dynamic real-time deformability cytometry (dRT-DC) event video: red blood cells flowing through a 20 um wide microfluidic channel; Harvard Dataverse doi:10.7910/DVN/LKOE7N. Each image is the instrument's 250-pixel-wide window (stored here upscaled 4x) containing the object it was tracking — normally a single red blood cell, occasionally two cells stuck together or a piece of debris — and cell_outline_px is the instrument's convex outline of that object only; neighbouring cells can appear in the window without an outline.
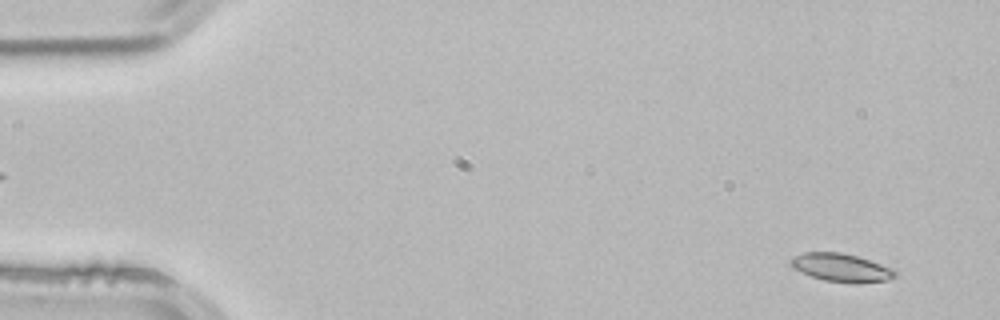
{"species": "common noctule bat (a hibernating species)", "species_latin": "Nyctalus noctula", "temperature_condition": "room temperature", "stored_images_in_passage": 52, "camera_frame_rate_fps": 3000, "um_per_image_px": 0.085, "animal": {"sex": "male", "body_mass_g": 21.5, "forearm_length_mm": 52.0}, "frame": {"image": 1, "passage_image": 3, "time_ms": 0.667, "image_size_px": [1000, 320], "cell_outline_px": [[900, 276], [888, 280], [824, 280], [812, 276], [792, 268], [788, 264], [788, 260], [792, 256], [804, 252], [840, 252], [856, 256], [896, 268]], "centroid_in_image_um": [71.48, 22.69], "position_along_channel_um": 13.5, "area_um2": 16.7}}
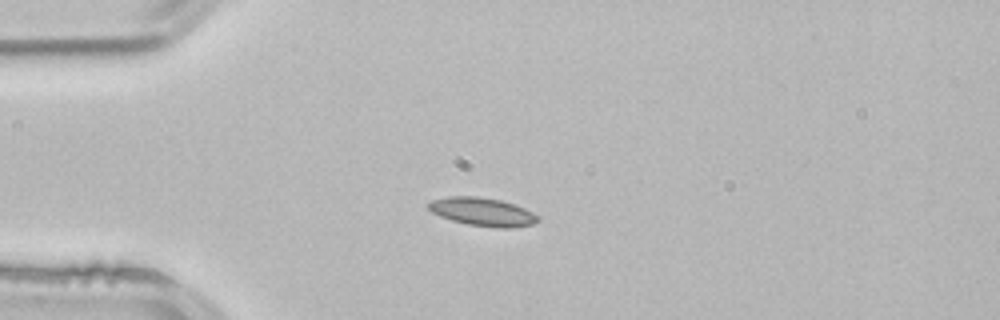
{"frame": {"image": 2, "passage_image": 13, "time_ms": 4.0, "image_size_px": [1000, 320], "cell_outline_px": [[540, 220], [532, 224], [512, 228], [496, 228], [468, 224], [452, 220], [440, 216], [432, 212], [428, 208], [428, 204], [432, 200], [448, 196], [476, 196], [500, 200], [516, 204], [540, 216]], "centroid_in_image_um": [41.04, 18.0], "position_along_channel_um": 44.0, "area_um2": 18.09}}
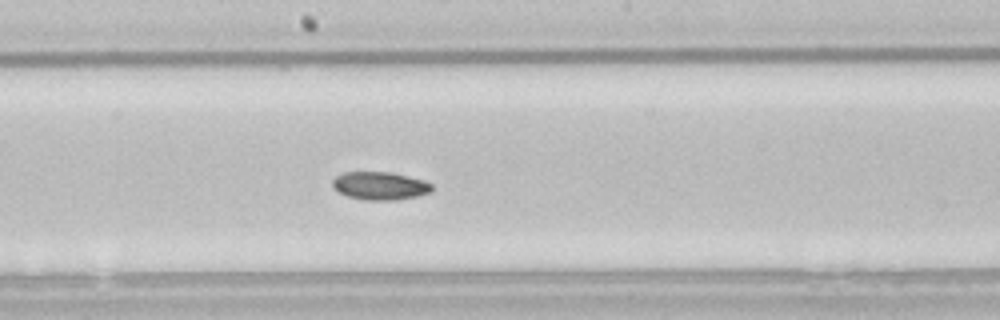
{"frame": {"image": 3, "passage_image": 28, "time_ms": 9.0, "image_size_px": [1000, 320], "cell_outline_px": [[432, 192], [416, 196], [396, 200], [364, 200], [348, 196], [340, 192], [332, 184], [332, 180], [336, 176], [344, 172], [392, 172], [424, 180], [432, 184]], "centroid_in_image_um": [32.32, 15.79], "position_along_channel_um": 215.9, "area_um2": 16.18}, "authors_computed_cell_mechanics": {"area_um2": 16.5308, "velocity_mm_per_s": 3.8454, "shape_relaxation_time_tau1_ms": 4.6092, "shape_relaxation_time_tau2_ms": 10.2772, "deformation_change_tau1": 0.086, "deformation_change_tau2": 0.1247}}